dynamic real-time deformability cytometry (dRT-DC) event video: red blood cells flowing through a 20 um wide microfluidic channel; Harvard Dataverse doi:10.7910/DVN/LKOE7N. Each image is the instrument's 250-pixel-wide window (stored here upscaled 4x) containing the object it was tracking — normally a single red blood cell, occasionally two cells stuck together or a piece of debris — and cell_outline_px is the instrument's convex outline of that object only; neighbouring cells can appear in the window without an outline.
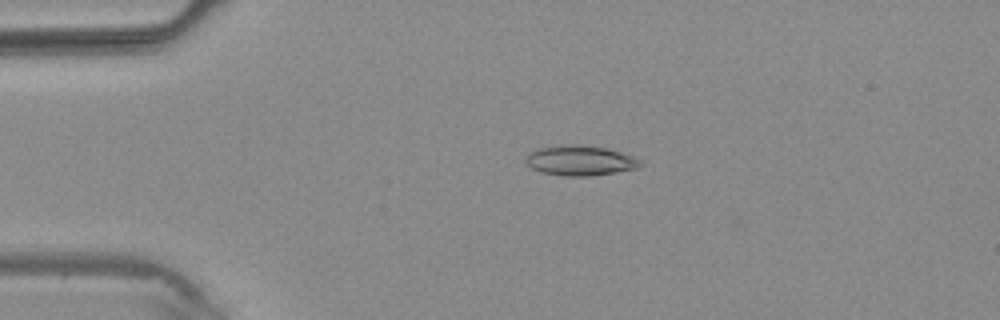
{"species": "common noctule bat (a hibernating species)", "species_latin": "Nyctalus noctula", "temperature_condition": "warm", "stored_images_in_passage": 2, "camera_frame_rate_fps": 3000, "um_per_image_px": 0.085, "animal": {"sex": "male", "body_mass_g": 20.4}, "frame": {"image": 1, "passage_image": 2, "time_ms": 1.333, "image_size_px": [1000, 320], "cell_outline_px": [[644, 164], [636, 168], [616, 172], [588, 176], [564, 176], [540, 172], [524, 164], [524, 160], [532, 152], [540, 148], [560, 144], [580, 144], [604, 148], [620, 152], [632, 156], [640, 160]], "centroid_in_image_um": [49.28, 13.64], "position_along_channel_um": 35.7, "area_um2": 20.06}}